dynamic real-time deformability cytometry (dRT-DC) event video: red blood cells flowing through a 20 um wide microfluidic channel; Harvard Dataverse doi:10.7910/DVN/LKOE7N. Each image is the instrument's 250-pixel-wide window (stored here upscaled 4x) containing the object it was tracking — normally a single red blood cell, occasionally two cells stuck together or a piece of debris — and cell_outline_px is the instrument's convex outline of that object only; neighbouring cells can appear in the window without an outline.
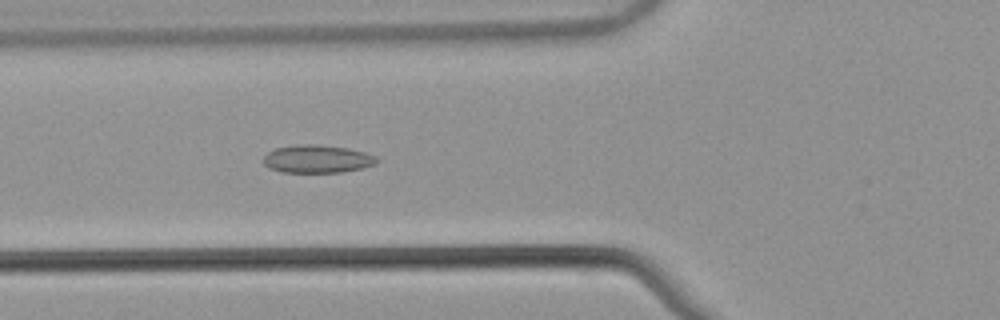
{"species": "common noctule bat (a hibernating species)", "species_latin": "Nyctalus noctula", "temperature_condition": "warm", "stored_images_in_passage": 53, "camera_frame_rate_fps": 3000, "um_per_image_px": 0.085, "animal": {"sex": "male", "body_mass_g": 21.5, "forearm_length_mm": 52.0}, "frame": {"image": 1, "passage_image": 20, "time_ms": 6.333, "image_size_px": [1000, 320], "cell_outline_px": [[380, 160], [376, 164], [364, 168], [344, 172], [280, 172], [268, 168], [264, 164], [264, 156], [268, 152], [276, 148], [296, 144], [316, 144], [348, 148], [364, 152], [376, 156]], "centroid_in_image_um": [26.99, 13.51], "position_along_channel_um": 98.8, "area_um2": 18.67}}
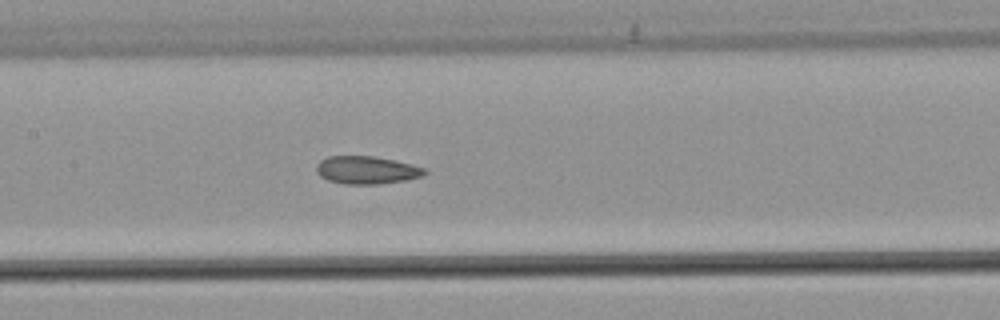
{"frame": {"image": 2, "passage_image": 26, "time_ms": 8.333, "image_size_px": [1000, 320], "cell_outline_px": [[428, 172], [420, 176], [404, 180], [380, 184], [344, 184], [328, 180], [320, 176], [316, 172], [316, 164], [320, 160], [328, 156], [372, 156], [396, 160], [412, 164], [424, 168]], "centroid_in_image_um": [31.13, 14.45], "position_along_channel_um": 176.3, "area_um2": 17.57}}
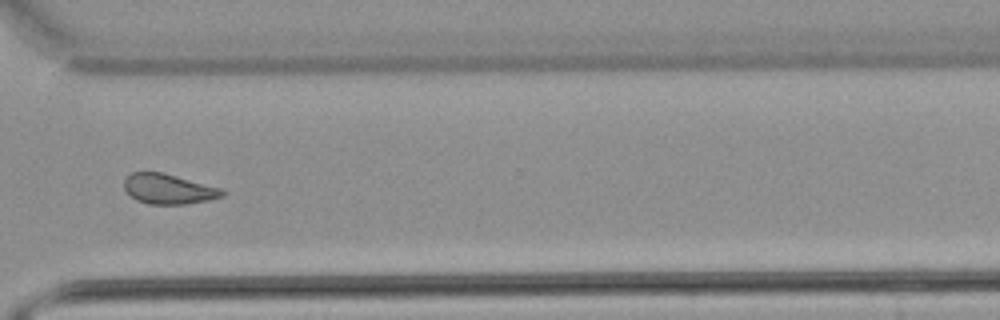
{"frame": {"image": 3, "passage_image": 40, "time_ms": 13.0, "image_size_px": [1000, 320], "cell_outline_px": [[224, 196], [208, 200], [184, 204], [148, 204], [136, 200], [124, 188], [124, 180], [132, 172], [164, 172], [220, 188], [224, 192]], "centroid_in_image_um": [14.31, 16.06], "position_along_channel_um": 356.3, "area_um2": 17.05}, "authors_computed_cell_mechanics": {"area_um2": 17.8024, "velocity_mm_per_s": 3.8532, "shape_relaxation_time_tau1_ms": null, "shape_relaxation_time_tau2_ms": 3.5849, "deformation_change_tau1": null, "deformation_change_tau2": 0.0832}}